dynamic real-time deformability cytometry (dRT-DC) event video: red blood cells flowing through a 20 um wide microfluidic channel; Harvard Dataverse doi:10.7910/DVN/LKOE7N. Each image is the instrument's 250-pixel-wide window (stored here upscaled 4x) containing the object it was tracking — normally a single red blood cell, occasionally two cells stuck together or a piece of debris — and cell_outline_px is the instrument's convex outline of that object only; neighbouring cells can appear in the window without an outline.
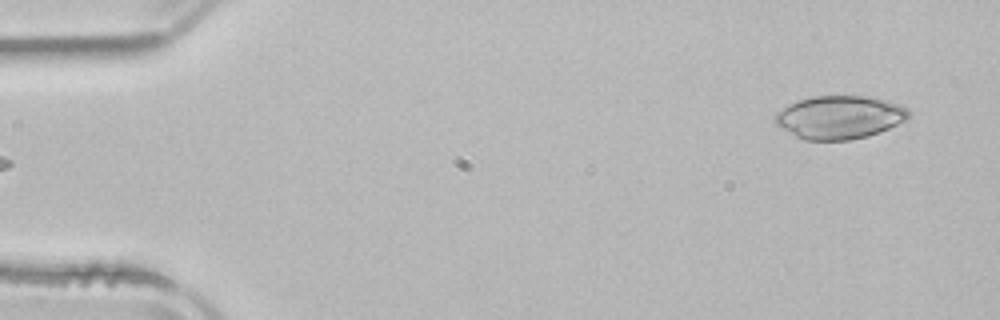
{"species": "common noctule bat (a hibernating species)", "species_latin": "Nyctalus noctula", "temperature_condition": "room temperature", "stored_images_in_passage": 3, "camera_frame_rate_fps": 3000, "um_per_image_px": 0.085, "animal": {"sex": "male", "body_mass_g": 21.5, "forearm_length_mm": 52.0}, "frame": {"image": 1, "passage_image": 3, "time_ms": 3.0, "image_size_px": [1000, 320], "cell_outline_px": [[908, 120], [880, 132], [868, 136], [848, 140], [804, 140], [796, 136], [776, 124], [772, 116], [776, 112], [788, 104], [812, 96], [872, 96], [900, 104], [908, 108]], "centroid_in_image_um": [71.37, 9.96], "position_along_channel_um": 13.6, "area_um2": 33.81}}